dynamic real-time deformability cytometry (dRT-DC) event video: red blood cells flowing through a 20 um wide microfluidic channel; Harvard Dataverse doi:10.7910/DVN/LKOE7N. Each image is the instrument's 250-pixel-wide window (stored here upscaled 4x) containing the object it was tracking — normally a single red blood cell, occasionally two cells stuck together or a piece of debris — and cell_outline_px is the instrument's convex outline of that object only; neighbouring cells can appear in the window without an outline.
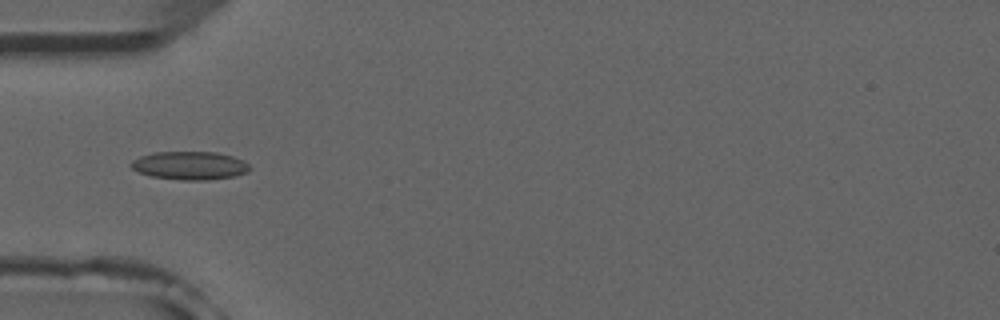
{"species": "common noctule bat (a hibernating species)", "species_latin": "Nyctalus noctula", "temperature_condition": "room temperature", "stored_images_in_passage": 5, "camera_frame_rate_fps": 3000, "um_per_image_px": 0.085, "animal": {"sex": "male", "forearm_length_mm": 52.5}, "frame": {"image": 1, "passage_image": 5, "time_ms": 5.333, "image_size_px": [1000, 320], "cell_outline_px": [[252, 168], [248, 172], [236, 176], [208, 180], [180, 180], [152, 176], [140, 172], [132, 168], [128, 164], [132, 160], [140, 156], [152, 152], [216, 152], [232, 156], [244, 160]], "centroid_in_image_um": [16.15, 14.07], "position_along_channel_um": 68.8, "area_um2": 19.71}}